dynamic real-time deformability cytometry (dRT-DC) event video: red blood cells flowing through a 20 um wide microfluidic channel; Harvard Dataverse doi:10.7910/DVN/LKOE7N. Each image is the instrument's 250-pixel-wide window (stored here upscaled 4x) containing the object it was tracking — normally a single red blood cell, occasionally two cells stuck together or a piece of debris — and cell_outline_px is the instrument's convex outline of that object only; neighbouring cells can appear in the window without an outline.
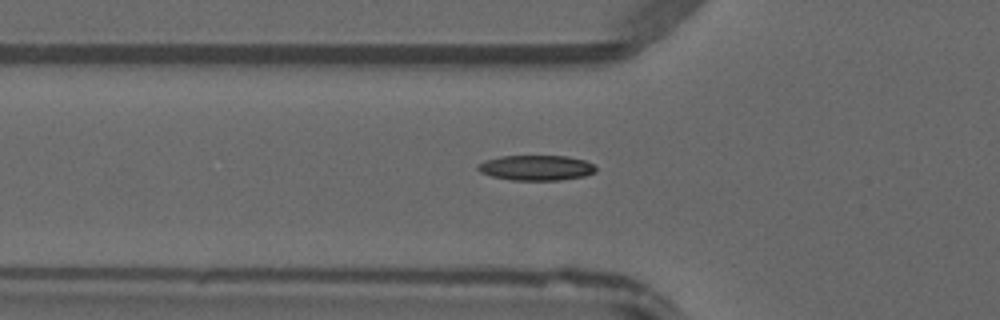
{"species": "common noctule bat (a hibernating species)", "species_latin": "Nyctalus noctula", "temperature_condition": "warm", "stored_images_in_passage": 47, "camera_frame_rate_fps": 3000, "um_per_image_px": 0.085, "animal": {"sex": "male", "forearm_length_mm": 52.5}, "frame": {"image": 1, "passage_image": 16, "time_ms": 5.0, "image_size_px": [1000, 320], "cell_outline_px": [[596, 172], [584, 176], [560, 180], [512, 180], [492, 176], [480, 172], [476, 168], [476, 164], [484, 160], [500, 156], [568, 156], [584, 160], [592, 164], [596, 168]], "centroid_in_image_um": [45.55, 14.26], "position_along_channel_um": 80.3, "area_um2": 17.4}}
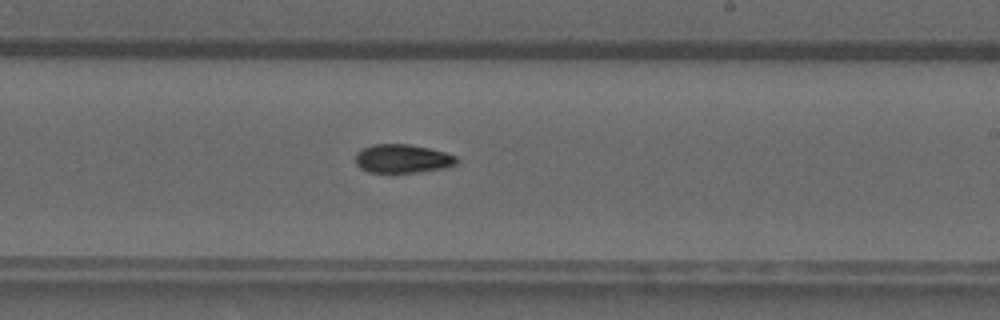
{"frame": {"image": 2, "passage_image": 28, "time_ms": 9.0, "image_size_px": [1000, 320], "cell_outline_px": [[460, 160], [456, 164], [448, 168], [420, 172], [368, 172], [360, 168], [356, 164], [356, 152], [360, 148], [372, 144], [408, 144], [428, 148], [444, 152], [456, 156]], "centroid_in_image_um": [34.22, 13.48], "position_along_channel_um": 254.8, "area_um2": 17.11}}
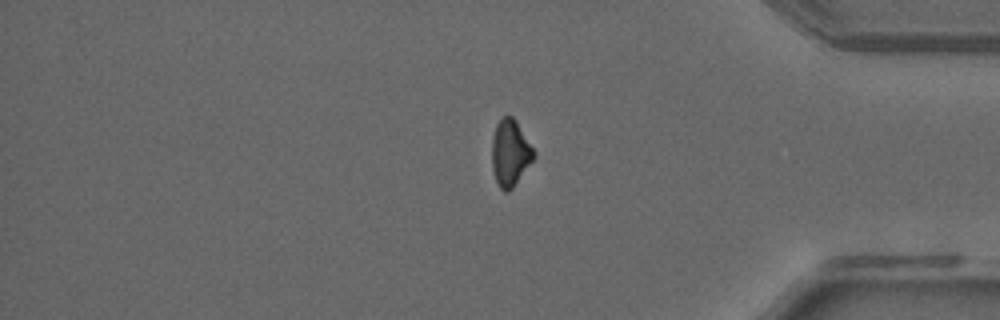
{"frame": {"image": 3, "passage_image": 39, "time_ms": 12.667, "image_size_px": [1000, 320], "cell_outline_px": [[536, 156], [512, 188], [508, 192], [504, 192], [500, 188], [496, 180], [492, 168], [492, 140], [496, 124], [500, 116], [512, 116], [516, 120], [536, 152]], "centroid_in_image_um": [43.37, 12.97], "position_along_channel_um": 391.8, "area_um2": 16.3}}